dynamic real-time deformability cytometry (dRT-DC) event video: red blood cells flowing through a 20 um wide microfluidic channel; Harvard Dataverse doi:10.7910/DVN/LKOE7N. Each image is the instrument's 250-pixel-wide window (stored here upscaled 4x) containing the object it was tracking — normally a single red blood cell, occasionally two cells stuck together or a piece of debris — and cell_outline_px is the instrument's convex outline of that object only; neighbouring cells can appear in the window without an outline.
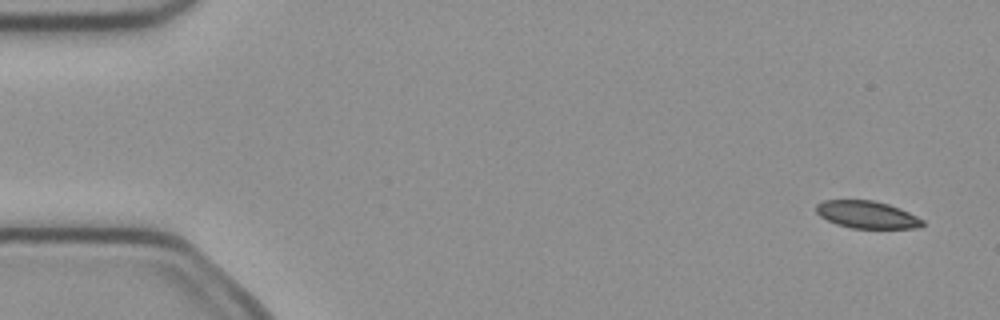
{"species": "common noctule bat (a hibernating species)", "species_latin": "Nyctalus noctula", "temperature_condition": "cold", "stored_images_in_passage": 6, "camera_frame_rate_fps": 3000, "um_per_image_px": 0.085, "animal": {"sex": "female", "body_mass_g": 21.9}, "frame": {"image": 1, "passage_image": 1, "time_ms": 0.0, "image_size_px": [1000, 320], "cell_outline_px": [[924, 224], [920, 228], [852, 228], [836, 224], [820, 216], [816, 212], [816, 204], [824, 200], [872, 200], [888, 204], [900, 208], [924, 220]], "centroid_in_image_um": [73.69, 18.24], "position_along_channel_um": 11.3, "area_um2": 16.94}}
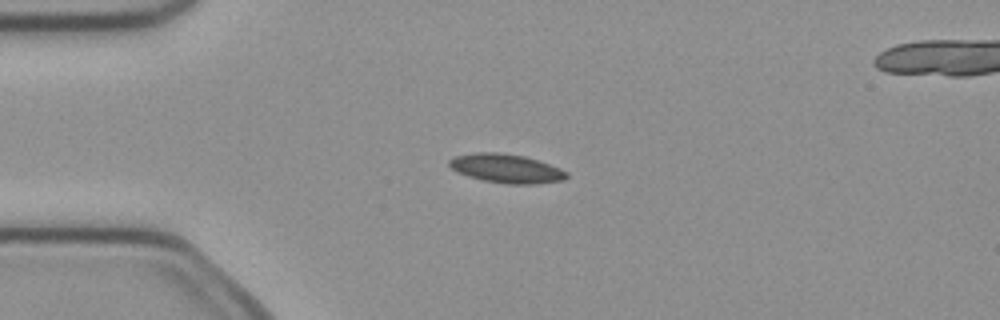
{"frame": {"image": 2, "passage_image": 4, "time_ms": 1.0, "image_size_px": [1000, 320], "cell_outline_px": [[568, 176], [564, 180], [536, 184], [508, 184], [484, 180], [468, 176], [456, 172], [448, 164], [448, 160], [452, 156], [472, 152], [500, 152], [524, 156], [560, 168], [568, 172]], "centroid_in_image_um": [43.0, 14.31], "position_along_channel_um": 42.0, "area_um2": 19.88}}